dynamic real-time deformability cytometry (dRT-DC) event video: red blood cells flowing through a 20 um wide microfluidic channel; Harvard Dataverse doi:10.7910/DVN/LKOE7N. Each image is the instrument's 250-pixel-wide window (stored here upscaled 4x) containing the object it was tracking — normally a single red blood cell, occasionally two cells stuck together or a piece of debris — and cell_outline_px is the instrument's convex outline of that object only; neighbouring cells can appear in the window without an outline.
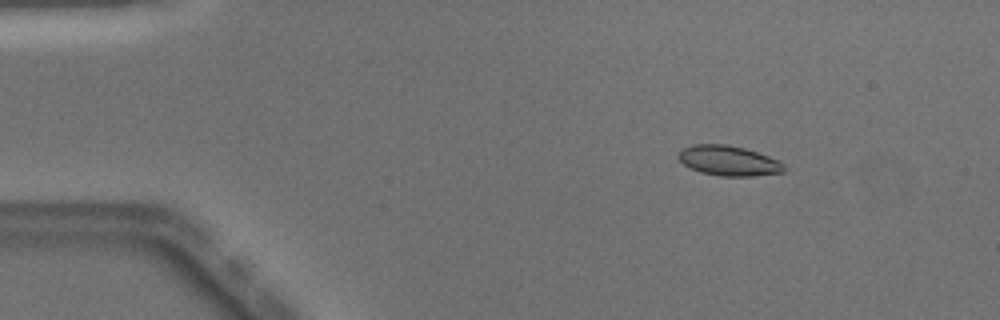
{"species": "Egyptian fruit bat (a non-hibernating species)", "species_latin": "Rousettus aegyptiacus", "temperature_condition": "warm", "stored_images_in_passage": 50, "camera_frame_rate_fps": 3000, "um_per_image_px": 0.085, "animal": {"sex": "male"}, "frame": {"image": 1, "passage_image": 7, "time_ms": 2.0, "image_size_px": [1000, 320], "cell_outline_px": [[784, 172], [752, 176], [720, 176], [700, 172], [684, 164], [676, 156], [684, 148], [692, 144], [728, 144], [744, 148], [768, 156], [784, 164]], "centroid_in_image_um": [61.92, 13.66], "position_along_channel_um": 23.1, "area_um2": 18.32}}
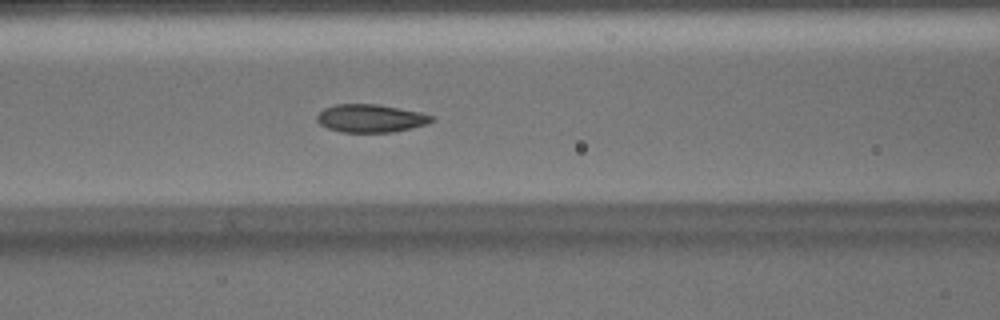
{"frame": {"image": 2, "passage_image": 21, "time_ms": 6.667, "image_size_px": [1000, 320], "cell_outline_px": [[436, 120], [428, 124], [412, 128], [392, 132], [340, 132], [328, 128], [320, 124], [316, 120], [316, 116], [324, 108], [336, 104], [376, 104], [400, 108], [420, 112], [432, 116]], "centroid_in_image_um": [31.52, 10.06], "position_along_channel_um": 135.1, "area_um2": 18.79}}
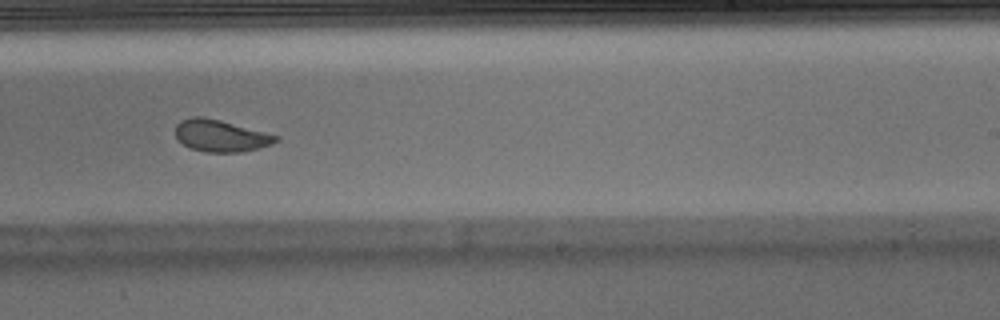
{"frame": {"image": 3, "passage_image": 31, "time_ms": 10.0, "image_size_px": [1000, 320], "cell_outline_px": [[280, 140], [272, 144], [240, 152], [208, 152], [192, 148], [184, 144], [176, 136], [176, 124], [180, 120], [192, 116], [200, 116], [220, 120], [280, 136]], "centroid_in_image_um": [18.77, 11.52], "position_along_channel_um": 270.2, "area_um2": 18.44}, "authors_computed_cell_mechanics": {"area_um2": 18.9584, "velocity_mm_per_s": 4.0665, "shape_relaxation_time_tau1_ms": 5.0332, "shape_relaxation_time_tau2_ms": 1.6064, "deformation_change_tau1": 0.1513, "deformation_change_tau2": 0.0511}}